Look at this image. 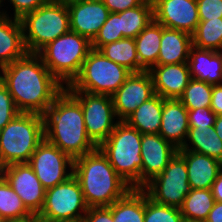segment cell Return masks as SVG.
Returning a JSON list of instances; mask_svg holds the SVG:
<instances>
[{
    "instance_id": "1",
    "label": "cell",
    "mask_w": 222,
    "mask_h": 222,
    "mask_svg": "<svg viewBox=\"0 0 222 222\" xmlns=\"http://www.w3.org/2000/svg\"><path fill=\"white\" fill-rule=\"evenodd\" d=\"M0 69L3 84L19 112L43 115L65 88L37 53H27Z\"/></svg>"
},
{
    "instance_id": "2",
    "label": "cell",
    "mask_w": 222,
    "mask_h": 222,
    "mask_svg": "<svg viewBox=\"0 0 222 222\" xmlns=\"http://www.w3.org/2000/svg\"><path fill=\"white\" fill-rule=\"evenodd\" d=\"M44 139L73 160L98 146L89 138L80 102L64 88L43 114Z\"/></svg>"
},
{
    "instance_id": "3",
    "label": "cell",
    "mask_w": 222,
    "mask_h": 222,
    "mask_svg": "<svg viewBox=\"0 0 222 222\" xmlns=\"http://www.w3.org/2000/svg\"><path fill=\"white\" fill-rule=\"evenodd\" d=\"M73 175L80 183L89 208L109 207L132 188L98 147L73 160Z\"/></svg>"
},
{
    "instance_id": "4",
    "label": "cell",
    "mask_w": 222,
    "mask_h": 222,
    "mask_svg": "<svg viewBox=\"0 0 222 222\" xmlns=\"http://www.w3.org/2000/svg\"><path fill=\"white\" fill-rule=\"evenodd\" d=\"M43 140V115L18 113L0 130V169L15 163H28Z\"/></svg>"
},
{
    "instance_id": "5",
    "label": "cell",
    "mask_w": 222,
    "mask_h": 222,
    "mask_svg": "<svg viewBox=\"0 0 222 222\" xmlns=\"http://www.w3.org/2000/svg\"><path fill=\"white\" fill-rule=\"evenodd\" d=\"M142 134L125 121H118L113 132L98 148L132 188H141Z\"/></svg>"
},
{
    "instance_id": "6",
    "label": "cell",
    "mask_w": 222,
    "mask_h": 222,
    "mask_svg": "<svg viewBox=\"0 0 222 222\" xmlns=\"http://www.w3.org/2000/svg\"><path fill=\"white\" fill-rule=\"evenodd\" d=\"M91 50L92 42L88 38L70 30L48 43L37 54L50 73L67 86L79 74Z\"/></svg>"
},
{
    "instance_id": "7",
    "label": "cell",
    "mask_w": 222,
    "mask_h": 222,
    "mask_svg": "<svg viewBox=\"0 0 222 222\" xmlns=\"http://www.w3.org/2000/svg\"><path fill=\"white\" fill-rule=\"evenodd\" d=\"M20 20L28 53H38L48 43L70 31L68 7L51 0L26 13Z\"/></svg>"
},
{
    "instance_id": "8",
    "label": "cell",
    "mask_w": 222,
    "mask_h": 222,
    "mask_svg": "<svg viewBox=\"0 0 222 222\" xmlns=\"http://www.w3.org/2000/svg\"><path fill=\"white\" fill-rule=\"evenodd\" d=\"M131 72L109 60L99 50L92 49L79 74L67 85V90L112 96Z\"/></svg>"
},
{
    "instance_id": "9",
    "label": "cell",
    "mask_w": 222,
    "mask_h": 222,
    "mask_svg": "<svg viewBox=\"0 0 222 222\" xmlns=\"http://www.w3.org/2000/svg\"><path fill=\"white\" fill-rule=\"evenodd\" d=\"M88 208L80 183L72 175L65 182L46 189L44 205L37 217L40 222H82Z\"/></svg>"
},
{
    "instance_id": "10",
    "label": "cell",
    "mask_w": 222,
    "mask_h": 222,
    "mask_svg": "<svg viewBox=\"0 0 222 222\" xmlns=\"http://www.w3.org/2000/svg\"><path fill=\"white\" fill-rule=\"evenodd\" d=\"M142 189L153 201L180 208L190 192L185 159L177 152L163 172Z\"/></svg>"
},
{
    "instance_id": "11",
    "label": "cell",
    "mask_w": 222,
    "mask_h": 222,
    "mask_svg": "<svg viewBox=\"0 0 222 222\" xmlns=\"http://www.w3.org/2000/svg\"><path fill=\"white\" fill-rule=\"evenodd\" d=\"M79 102L89 138L99 146L113 132L119 120L116 118L112 97L68 90ZM115 117V118H114Z\"/></svg>"
},
{
    "instance_id": "12",
    "label": "cell",
    "mask_w": 222,
    "mask_h": 222,
    "mask_svg": "<svg viewBox=\"0 0 222 222\" xmlns=\"http://www.w3.org/2000/svg\"><path fill=\"white\" fill-rule=\"evenodd\" d=\"M28 164L45 189L55 187L73 175V159L45 139L37 146ZM66 168L71 171L67 173Z\"/></svg>"
},
{
    "instance_id": "13",
    "label": "cell",
    "mask_w": 222,
    "mask_h": 222,
    "mask_svg": "<svg viewBox=\"0 0 222 222\" xmlns=\"http://www.w3.org/2000/svg\"><path fill=\"white\" fill-rule=\"evenodd\" d=\"M0 175L21 198L26 208L38 215L45 201L46 189L43 187L28 163H15L0 169Z\"/></svg>"
},
{
    "instance_id": "14",
    "label": "cell",
    "mask_w": 222,
    "mask_h": 222,
    "mask_svg": "<svg viewBox=\"0 0 222 222\" xmlns=\"http://www.w3.org/2000/svg\"><path fill=\"white\" fill-rule=\"evenodd\" d=\"M155 95L153 80L148 71L131 73L111 96L119 121H124L137 107Z\"/></svg>"
},
{
    "instance_id": "15",
    "label": "cell",
    "mask_w": 222,
    "mask_h": 222,
    "mask_svg": "<svg viewBox=\"0 0 222 222\" xmlns=\"http://www.w3.org/2000/svg\"><path fill=\"white\" fill-rule=\"evenodd\" d=\"M153 20L193 34L200 22L196 0H153Z\"/></svg>"
},
{
    "instance_id": "16",
    "label": "cell",
    "mask_w": 222,
    "mask_h": 222,
    "mask_svg": "<svg viewBox=\"0 0 222 222\" xmlns=\"http://www.w3.org/2000/svg\"><path fill=\"white\" fill-rule=\"evenodd\" d=\"M178 149L157 134H143L141 140V188L161 174Z\"/></svg>"
},
{
    "instance_id": "17",
    "label": "cell",
    "mask_w": 222,
    "mask_h": 222,
    "mask_svg": "<svg viewBox=\"0 0 222 222\" xmlns=\"http://www.w3.org/2000/svg\"><path fill=\"white\" fill-rule=\"evenodd\" d=\"M70 30L91 42L99 33L110 12L102 0H86L68 6Z\"/></svg>"
},
{
    "instance_id": "18",
    "label": "cell",
    "mask_w": 222,
    "mask_h": 222,
    "mask_svg": "<svg viewBox=\"0 0 222 222\" xmlns=\"http://www.w3.org/2000/svg\"><path fill=\"white\" fill-rule=\"evenodd\" d=\"M155 94L164 99H178L191 80L188 62L153 66L148 71Z\"/></svg>"
},
{
    "instance_id": "19",
    "label": "cell",
    "mask_w": 222,
    "mask_h": 222,
    "mask_svg": "<svg viewBox=\"0 0 222 222\" xmlns=\"http://www.w3.org/2000/svg\"><path fill=\"white\" fill-rule=\"evenodd\" d=\"M159 135L171 143L175 148L181 149L189 130L188 110L178 99H165L161 117Z\"/></svg>"
},
{
    "instance_id": "20",
    "label": "cell",
    "mask_w": 222,
    "mask_h": 222,
    "mask_svg": "<svg viewBox=\"0 0 222 222\" xmlns=\"http://www.w3.org/2000/svg\"><path fill=\"white\" fill-rule=\"evenodd\" d=\"M177 152L185 159L190 189H210L222 170V163L215 158L189 150Z\"/></svg>"
},
{
    "instance_id": "21",
    "label": "cell",
    "mask_w": 222,
    "mask_h": 222,
    "mask_svg": "<svg viewBox=\"0 0 222 222\" xmlns=\"http://www.w3.org/2000/svg\"><path fill=\"white\" fill-rule=\"evenodd\" d=\"M23 34L20 19L14 18L12 20L6 12H0V68L28 53Z\"/></svg>"
},
{
    "instance_id": "22",
    "label": "cell",
    "mask_w": 222,
    "mask_h": 222,
    "mask_svg": "<svg viewBox=\"0 0 222 222\" xmlns=\"http://www.w3.org/2000/svg\"><path fill=\"white\" fill-rule=\"evenodd\" d=\"M188 65L191 78L217 85L222 82V51L191 47Z\"/></svg>"
},
{
    "instance_id": "23",
    "label": "cell",
    "mask_w": 222,
    "mask_h": 222,
    "mask_svg": "<svg viewBox=\"0 0 222 222\" xmlns=\"http://www.w3.org/2000/svg\"><path fill=\"white\" fill-rule=\"evenodd\" d=\"M192 46L191 34L177 29L166 28L162 25L157 65L188 62Z\"/></svg>"
},
{
    "instance_id": "24",
    "label": "cell",
    "mask_w": 222,
    "mask_h": 222,
    "mask_svg": "<svg viewBox=\"0 0 222 222\" xmlns=\"http://www.w3.org/2000/svg\"><path fill=\"white\" fill-rule=\"evenodd\" d=\"M164 98L155 94L143 102L124 121L143 134H157L161 127Z\"/></svg>"
},
{
    "instance_id": "25",
    "label": "cell",
    "mask_w": 222,
    "mask_h": 222,
    "mask_svg": "<svg viewBox=\"0 0 222 222\" xmlns=\"http://www.w3.org/2000/svg\"><path fill=\"white\" fill-rule=\"evenodd\" d=\"M162 25L152 20L134 39L136 42L137 57L140 63V72L149 71L157 65Z\"/></svg>"
},
{
    "instance_id": "26",
    "label": "cell",
    "mask_w": 222,
    "mask_h": 222,
    "mask_svg": "<svg viewBox=\"0 0 222 222\" xmlns=\"http://www.w3.org/2000/svg\"><path fill=\"white\" fill-rule=\"evenodd\" d=\"M108 208L112 212L113 222H144L145 191L131 188Z\"/></svg>"
},
{
    "instance_id": "27",
    "label": "cell",
    "mask_w": 222,
    "mask_h": 222,
    "mask_svg": "<svg viewBox=\"0 0 222 222\" xmlns=\"http://www.w3.org/2000/svg\"><path fill=\"white\" fill-rule=\"evenodd\" d=\"M192 144V149L185 142L178 150H189L195 153L207 155L222 163V141L218 137L214 126L189 128L187 138ZM194 146V147H193Z\"/></svg>"
},
{
    "instance_id": "28",
    "label": "cell",
    "mask_w": 222,
    "mask_h": 222,
    "mask_svg": "<svg viewBox=\"0 0 222 222\" xmlns=\"http://www.w3.org/2000/svg\"><path fill=\"white\" fill-rule=\"evenodd\" d=\"M153 20L152 1L119 13L120 31L124 38H135Z\"/></svg>"
},
{
    "instance_id": "29",
    "label": "cell",
    "mask_w": 222,
    "mask_h": 222,
    "mask_svg": "<svg viewBox=\"0 0 222 222\" xmlns=\"http://www.w3.org/2000/svg\"><path fill=\"white\" fill-rule=\"evenodd\" d=\"M99 51L106 58L125 67L131 73L140 72L135 39L123 38L103 45Z\"/></svg>"
},
{
    "instance_id": "30",
    "label": "cell",
    "mask_w": 222,
    "mask_h": 222,
    "mask_svg": "<svg viewBox=\"0 0 222 222\" xmlns=\"http://www.w3.org/2000/svg\"><path fill=\"white\" fill-rule=\"evenodd\" d=\"M214 203L211 189H190L179 209L184 219L205 221Z\"/></svg>"
},
{
    "instance_id": "31",
    "label": "cell",
    "mask_w": 222,
    "mask_h": 222,
    "mask_svg": "<svg viewBox=\"0 0 222 222\" xmlns=\"http://www.w3.org/2000/svg\"><path fill=\"white\" fill-rule=\"evenodd\" d=\"M193 46L200 49L222 50V18L200 21L192 34Z\"/></svg>"
},
{
    "instance_id": "32",
    "label": "cell",
    "mask_w": 222,
    "mask_h": 222,
    "mask_svg": "<svg viewBox=\"0 0 222 222\" xmlns=\"http://www.w3.org/2000/svg\"><path fill=\"white\" fill-rule=\"evenodd\" d=\"M0 215L5 220H21L33 216L21 198L0 175Z\"/></svg>"
},
{
    "instance_id": "33",
    "label": "cell",
    "mask_w": 222,
    "mask_h": 222,
    "mask_svg": "<svg viewBox=\"0 0 222 222\" xmlns=\"http://www.w3.org/2000/svg\"><path fill=\"white\" fill-rule=\"evenodd\" d=\"M213 85L191 78L178 100L187 110L210 107Z\"/></svg>"
},
{
    "instance_id": "34",
    "label": "cell",
    "mask_w": 222,
    "mask_h": 222,
    "mask_svg": "<svg viewBox=\"0 0 222 222\" xmlns=\"http://www.w3.org/2000/svg\"><path fill=\"white\" fill-rule=\"evenodd\" d=\"M180 209L159 204L148 197L145 192L144 222H183Z\"/></svg>"
},
{
    "instance_id": "35",
    "label": "cell",
    "mask_w": 222,
    "mask_h": 222,
    "mask_svg": "<svg viewBox=\"0 0 222 222\" xmlns=\"http://www.w3.org/2000/svg\"><path fill=\"white\" fill-rule=\"evenodd\" d=\"M119 25V13H110L100 28L99 33L92 41V49L99 50L103 45L123 39Z\"/></svg>"
},
{
    "instance_id": "36",
    "label": "cell",
    "mask_w": 222,
    "mask_h": 222,
    "mask_svg": "<svg viewBox=\"0 0 222 222\" xmlns=\"http://www.w3.org/2000/svg\"><path fill=\"white\" fill-rule=\"evenodd\" d=\"M18 113L8 88L0 85V130H2Z\"/></svg>"
},
{
    "instance_id": "37",
    "label": "cell",
    "mask_w": 222,
    "mask_h": 222,
    "mask_svg": "<svg viewBox=\"0 0 222 222\" xmlns=\"http://www.w3.org/2000/svg\"><path fill=\"white\" fill-rule=\"evenodd\" d=\"M216 116L210 107L188 110L189 128L211 127L215 123Z\"/></svg>"
},
{
    "instance_id": "38",
    "label": "cell",
    "mask_w": 222,
    "mask_h": 222,
    "mask_svg": "<svg viewBox=\"0 0 222 222\" xmlns=\"http://www.w3.org/2000/svg\"><path fill=\"white\" fill-rule=\"evenodd\" d=\"M200 21L222 18V0H196Z\"/></svg>"
},
{
    "instance_id": "39",
    "label": "cell",
    "mask_w": 222,
    "mask_h": 222,
    "mask_svg": "<svg viewBox=\"0 0 222 222\" xmlns=\"http://www.w3.org/2000/svg\"><path fill=\"white\" fill-rule=\"evenodd\" d=\"M50 0H10L14 7V18L21 19L26 13L36 10Z\"/></svg>"
},
{
    "instance_id": "40",
    "label": "cell",
    "mask_w": 222,
    "mask_h": 222,
    "mask_svg": "<svg viewBox=\"0 0 222 222\" xmlns=\"http://www.w3.org/2000/svg\"><path fill=\"white\" fill-rule=\"evenodd\" d=\"M82 222H113L112 212L108 207H90Z\"/></svg>"
},
{
    "instance_id": "41",
    "label": "cell",
    "mask_w": 222,
    "mask_h": 222,
    "mask_svg": "<svg viewBox=\"0 0 222 222\" xmlns=\"http://www.w3.org/2000/svg\"><path fill=\"white\" fill-rule=\"evenodd\" d=\"M110 13H120L127 9L137 7L145 0H102Z\"/></svg>"
},
{
    "instance_id": "42",
    "label": "cell",
    "mask_w": 222,
    "mask_h": 222,
    "mask_svg": "<svg viewBox=\"0 0 222 222\" xmlns=\"http://www.w3.org/2000/svg\"><path fill=\"white\" fill-rule=\"evenodd\" d=\"M210 108L217 116L222 115V83L213 85Z\"/></svg>"
},
{
    "instance_id": "43",
    "label": "cell",
    "mask_w": 222,
    "mask_h": 222,
    "mask_svg": "<svg viewBox=\"0 0 222 222\" xmlns=\"http://www.w3.org/2000/svg\"><path fill=\"white\" fill-rule=\"evenodd\" d=\"M210 189L214 200L216 202H222V170L218 173L217 178Z\"/></svg>"
},
{
    "instance_id": "44",
    "label": "cell",
    "mask_w": 222,
    "mask_h": 222,
    "mask_svg": "<svg viewBox=\"0 0 222 222\" xmlns=\"http://www.w3.org/2000/svg\"><path fill=\"white\" fill-rule=\"evenodd\" d=\"M205 222H222V202L215 201Z\"/></svg>"
},
{
    "instance_id": "45",
    "label": "cell",
    "mask_w": 222,
    "mask_h": 222,
    "mask_svg": "<svg viewBox=\"0 0 222 222\" xmlns=\"http://www.w3.org/2000/svg\"><path fill=\"white\" fill-rule=\"evenodd\" d=\"M214 129L218 135V137L222 141V115L216 116L215 123H214Z\"/></svg>"
},
{
    "instance_id": "46",
    "label": "cell",
    "mask_w": 222,
    "mask_h": 222,
    "mask_svg": "<svg viewBox=\"0 0 222 222\" xmlns=\"http://www.w3.org/2000/svg\"><path fill=\"white\" fill-rule=\"evenodd\" d=\"M5 222H40L37 215L30 216L21 220H5Z\"/></svg>"
},
{
    "instance_id": "47",
    "label": "cell",
    "mask_w": 222,
    "mask_h": 222,
    "mask_svg": "<svg viewBox=\"0 0 222 222\" xmlns=\"http://www.w3.org/2000/svg\"><path fill=\"white\" fill-rule=\"evenodd\" d=\"M51 1H54V2H57V3H60L64 6H70L72 4H75V3H80V2H83V1H86V0H51Z\"/></svg>"
},
{
    "instance_id": "48",
    "label": "cell",
    "mask_w": 222,
    "mask_h": 222,
    "mask_svg": "<svg viewBox=\"0 0 222 222\" xmlns=\"http://www.w3.org/2000/svg\"><path fill=\"white\" fill-rule=\"evenodd\" d=\"M183 222H205L202 220H192V219H184Z\"/></svg>"
},
{
    "instance_id": "49",
    "label": "cell",
    "mask_w": 222,
    "mask_h": 222,
    "mask_svg": "<svg viewBox=\"0 0 222 222\" xmlns=\"http://www.w3.org/2000/svg\"><path fill=\"white\" fill-rule=\"evenodd\" d=\"M3 83L2 74H0V85Z\"/></svg>"
},
{
    "instance_id": "50",
    "label": "cell",
    "mask_w": 222,
    "mask_h": 222,
    "mask_svg": "<svg viewBox=\"0 0 222 222\" xmlns=\"http://www.w3.org/2000/svg\"><path fill=\"white\" fill-rule=\"evenodd\" d=\"M0 222H5V219L0 215Z\"/></svg>"
}]
</instances>
